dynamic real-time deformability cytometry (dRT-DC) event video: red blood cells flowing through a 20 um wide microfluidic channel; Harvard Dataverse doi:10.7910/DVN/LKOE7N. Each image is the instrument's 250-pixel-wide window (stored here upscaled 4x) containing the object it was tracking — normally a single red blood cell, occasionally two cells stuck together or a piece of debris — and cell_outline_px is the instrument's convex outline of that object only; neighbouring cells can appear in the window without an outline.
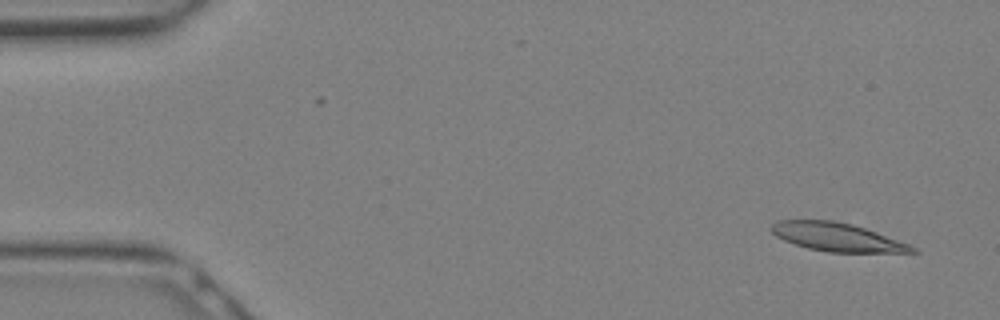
{"species": "Egyptian fruit bat (a non-hibernating species)", "species_latin": "Rousettus aegyptiacus", "temperature_condition": "warm", "stored_images_in_passage": 15, "camera_frame_rate_fps": 3000, "um_per_image_px": 0.085, "animal": {"sex": "female"}, "frame": {"image": 1, "passage_image": 1, "time_ms": 0.0, "image_size_px": [1000, 320], "cell_outline_px": [[920, 252], [828, 252], [808, 248], [784, 240], [776, 236], [768, 228], [776, 220], [832, 220], [852, 224], [876, 232], [908, 244], [916, 248]], "centroid_in_image_um": [71.1, 20.14], "position_along_channel_um": 13.9, "area_um2": 23.06}}
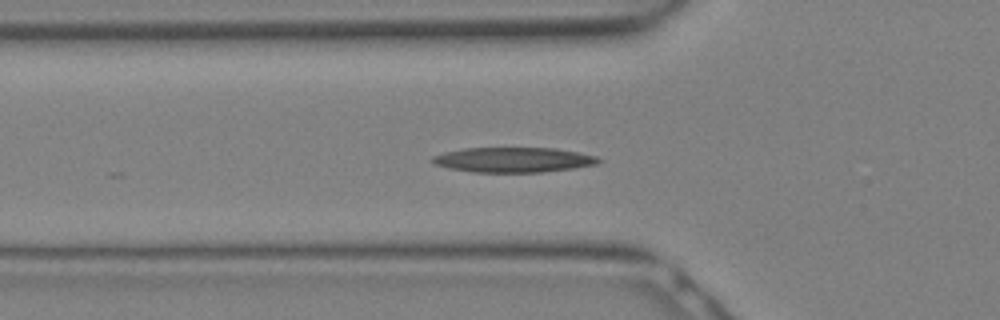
{"frame": {"image": 2, "passage_image": 9, "time_ms": 2.667, "image_size_px": [1000, 320], "cell_outline_px": [[604, 160], [596, 164], [572, 168], [540, 172], [472, 172], [448, 168], [432, 164], [428, 160], [432, 156], [444, 152], [464, 148], [556, 148], [596, 156]], "centroid_in_image_um": [43.57, 13.58], "position_along_channel_um": 82.2, "area_um2": 24.28}}
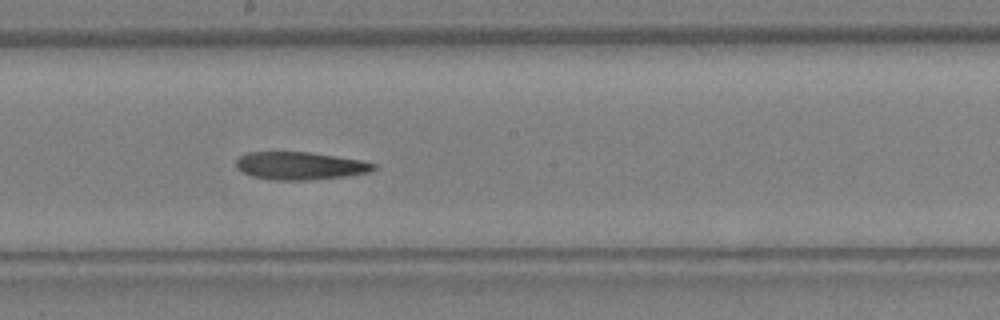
{"frame": {"image": 3, "passage_image": 15, "time_ms": 4.667, "image_size_px": [1000, 320], "cell_outline_px": [[376, 168], [368, 172], [348, 176], [308, 180], [276, 180], [252, 176], [240, 172], [236, 168], [236, 160], [240, 156], [248, 152], [308, 152], [364, 160], [376, 164]], "centroid_in_image_um": [25.5, 14.09], "position_along_channel_um": 222.7, "area_um2": 22.37}}